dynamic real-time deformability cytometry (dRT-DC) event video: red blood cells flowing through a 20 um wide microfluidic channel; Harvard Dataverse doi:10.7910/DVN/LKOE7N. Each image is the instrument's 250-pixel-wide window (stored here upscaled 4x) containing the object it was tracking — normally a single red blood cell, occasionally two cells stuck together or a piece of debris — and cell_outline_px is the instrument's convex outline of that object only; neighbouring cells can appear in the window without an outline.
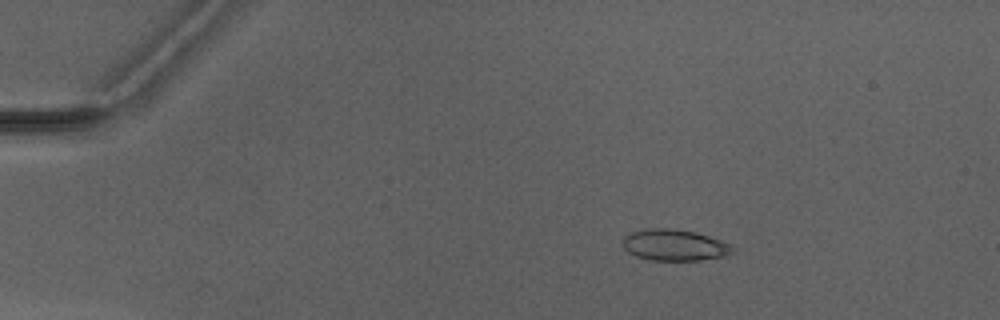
{"species": "Egyptian fruit bat (a non-hibernating species)", "species_latin": "Rousettus aegyptiacus", "temperature_condition": "warm", "stored_images_in_passage": 3, "camera_frame_rate_fps": 3000, "um_per_image_px": 0.085, "animal": {"sex": "male"}, "frame": {"image": 1, "passage_image": 1, "time_ms": 0.0, "image_size_px": [1000, 320], "cell_outline_px": [[736, 248], [732, 252], [724, 256], [700, 260], [648, 260], [636, 256], [628, 252], [624, 248], [624, 236], [632, 232], [648, 228], [672, 228], [696, 232], [732, 244]], "centroid_in_image_um": [57.35, 20.83], "position_along_channel_um": 27.7, "area_um2": 20.06}}